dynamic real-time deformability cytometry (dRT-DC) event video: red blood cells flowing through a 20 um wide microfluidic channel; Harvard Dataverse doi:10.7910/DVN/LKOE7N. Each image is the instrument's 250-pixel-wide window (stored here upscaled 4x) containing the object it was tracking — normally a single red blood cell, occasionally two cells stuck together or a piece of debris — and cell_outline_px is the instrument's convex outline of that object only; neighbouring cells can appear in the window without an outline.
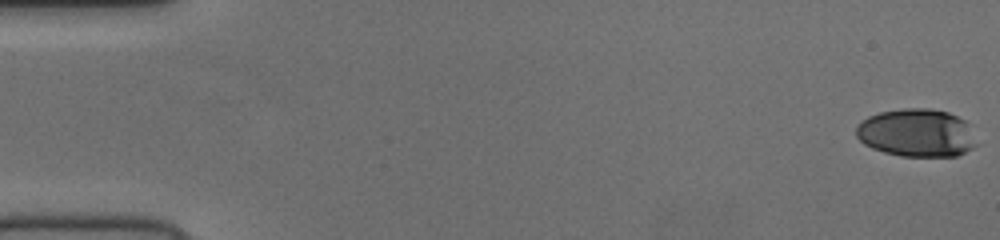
{"species": "human", "species_latin": "Homo sapiens", "temperature_condition": "cold", "stored_images_in_passage": 53, "camera_frame_rate_fps": 3000, "um_per_image_px": 0.085, "donor": {"sex": "female"}, "frame": {"image": 1, "passage_image": 1, "time_ms": 0.0, "image_size_px": [1000, 240], "cell_outline_px": [[980, 144], [956, 156], [900, 156], [884, 152], [872, 148], [864, 144], [856, 136], [856, 128], [868, 116], [880, 112], [904, 108], [932, 108], [948, 112], [964, 120]], "centroid_in_image_um": [77.93, 11.3], "position_along_channel_um": 7.1, "area_um2": 33.7}}
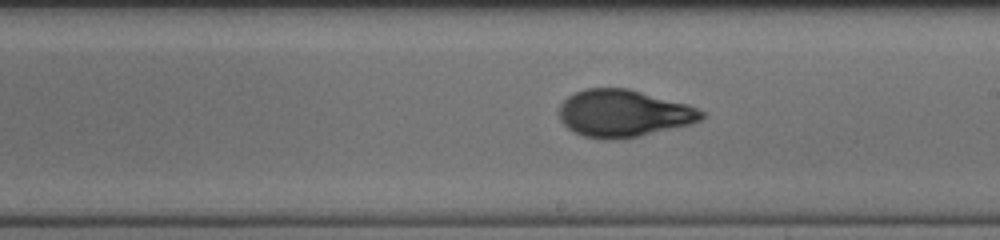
{"frame": {"image": 2, "passage_image": 31, "time_ms": 10.0, "image_size_px": [1000, 240], "cell_outline_px": [[704, 116], [700, 120], [692, 124], [640, 136], [604, 140], [584, 136], [568, 128], [560, 120], [560, 104], [568, 96], [584, 88], [628, 88], [688, 104], [704, 112]], "centroid_in_image_um": [53.01, 9.63], "position_along_channel_um": 236.0, "area_um2": 39.07}}
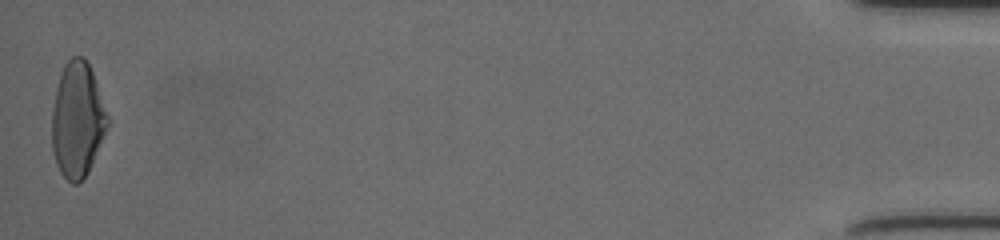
{"frame": {"image": 3, "passage_image": 53, "time_ms": 17.333, "image_size_px": [1000, 240], "cell_outline_px": [[112, 124], [88, 172], [76, 184], [72, 184], [60, 172], [56, 164], [52, 152], [52, 108], [56, 88], [60, 72], [64, 64], [72, 56], [84, 56], [92, 72]], "centroid_in_image_um": [6.6, 10.19], "position_along_channel_um": 428.6, "area_um2": 37.97}}